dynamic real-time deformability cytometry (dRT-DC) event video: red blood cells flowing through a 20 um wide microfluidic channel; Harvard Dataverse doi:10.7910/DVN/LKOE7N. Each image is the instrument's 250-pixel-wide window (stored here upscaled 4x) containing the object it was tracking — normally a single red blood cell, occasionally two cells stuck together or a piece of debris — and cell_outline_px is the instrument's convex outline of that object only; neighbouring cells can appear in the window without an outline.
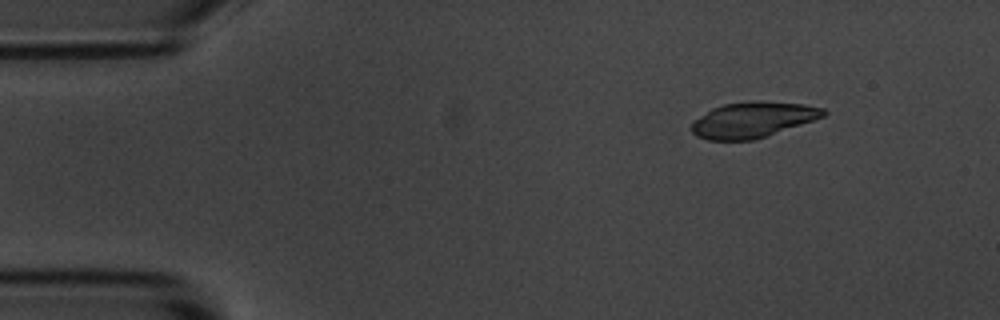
{"species": "common noctule bat (a hibernating species)", "species_latin": "Nyctalus noctula", "temperature_condition": "room temperature", "stored_images_in_passage": 4, "camera_frame_rate_fps": 3000, "um_per_image_px": 0.085, "animal": {"sex": "male", "body_mass_g": 20.1, "forearm_length_mm": 53.5}, "frame": {"image": 1, "passage_image": 1, "time_ms": 0.0, "image_size_px": [1000, 320], "cell_outline_px": [[828, 112], [824, 116], [768, 136], [752, 140], [708, 140], [696, 136], [692, 132], [692, 120], [712, 108], [724, 104], [752, 100], [804, 104], [824, 108]], "centroid_in_image_um": [63.97, 10.18], "position_along_channel_um": 21.0, "area_um2": 27.46}}